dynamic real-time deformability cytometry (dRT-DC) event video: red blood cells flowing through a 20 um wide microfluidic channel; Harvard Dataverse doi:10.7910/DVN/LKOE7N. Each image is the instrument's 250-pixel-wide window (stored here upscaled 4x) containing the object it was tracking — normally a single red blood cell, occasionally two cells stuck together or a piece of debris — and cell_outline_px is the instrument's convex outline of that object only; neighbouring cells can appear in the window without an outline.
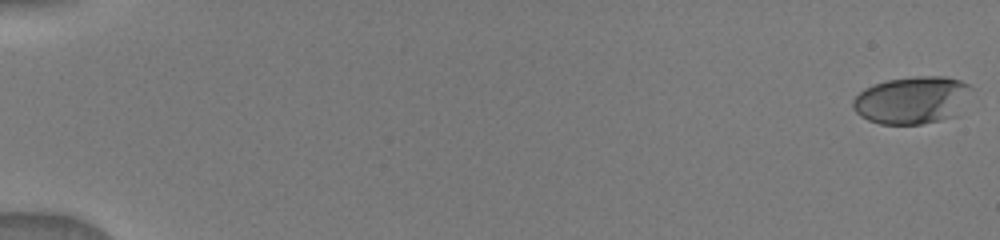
{"species": "human", "species_latin": "Homo sapiens", "temperature_condition": "warm", "stored_images_in_passage": 14, "camera_frame_rate_fps": 3000, "um_per_image_px": 0.085, "donor": {"sex": "male"}, "frame": {"image": 1, "passage_image": 1, "time_ms": 0.0, "image_size_px": [1000, 240], "cell_outline_px": [[976, 88], [960, 116], [920, 124], [880, 124], [868, 120], [860, 116], [852, 108], [852, 100], [864, 88], [872, 84], [888, 80], [916, 76], [944, 76], [960, 80]], "centroid_in_image_um": [77.62, 8.51], "position_along_channel_um": 7.4, "area_um2": 33.7}}
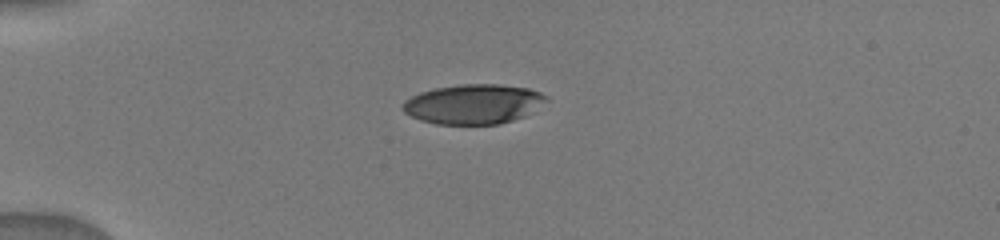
{"frame": {"image": 2, "passage_image": 10, "time_ms": 4.667, "image_size_px": [1000, 240], "cell_outline_px": [[548, 100], [524, 116], [500, 124], [436, 124], [420, 120], [404, 112], [400, 108], [404, 100], [420, 92], [436, 88], [460, 84], [496, 84], [528, 88], [540, 92], [548, 96]], "centroid_in_image_um": [40.22, 8.84], "position_along_channel_um": 44.8, "area_um2": 33.18}}
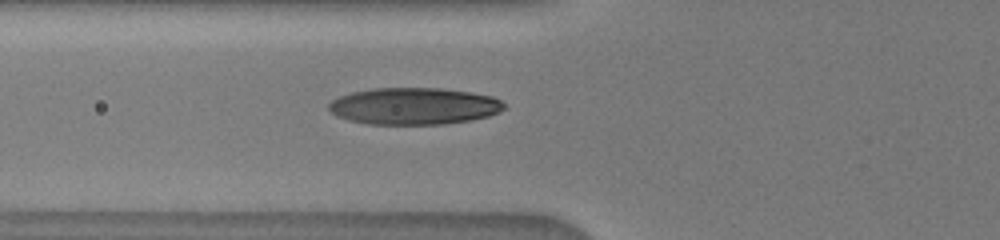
{"frame": {"image": 3, "passage_image": 14, "time_ms": 6.667, "image_size_px": [1000, 240], "cell_outline_px": [[504, 108], [500, 112], [488, 116], [472, 120], [444, 124], [368, 124], [348, 120], [336, 116], [328, 108], [328, 104], [332, 100], [340, 96], [352, 92], [372, 88], [444, 88], [472, 92], [492, 96], [500, 100], [504, 104]], "centroid_in_image_um": [35.19, 9.02], "position_along_channel_um": 90.6, "area_um2": 37.86}}